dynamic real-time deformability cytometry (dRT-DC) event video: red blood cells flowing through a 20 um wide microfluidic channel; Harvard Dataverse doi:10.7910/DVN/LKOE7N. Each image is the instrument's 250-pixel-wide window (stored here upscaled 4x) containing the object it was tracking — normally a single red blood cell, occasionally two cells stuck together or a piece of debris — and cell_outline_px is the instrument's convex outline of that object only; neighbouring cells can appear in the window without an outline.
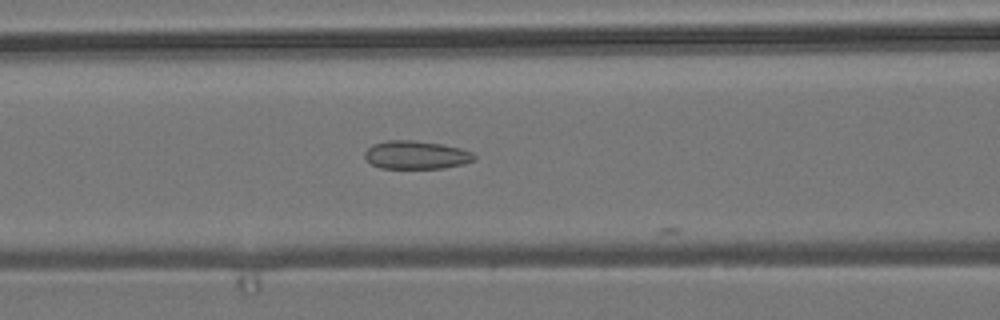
{"species": "common noctule bat (a hibernating species)", "species_latin": "Nyctalus noctula", "temperature_condition": "room temperature", "stored_images_in_passage": 20, "camera_frame_rate_fps": 3000, "um_per_image_px": 0.085, "animal": {"sex": "male", "body_mass_g": 19.2, "forearm_length_mm": 51.8}, "frame": {"image": 1, "passage_image": 16, "time_ms": 5.0, "image_size_px": [1000, 320], "cell_outline_px": [[476, 160], [464, 164], [444, 168], [380, 168], [372, 164], [364, 156], [364, 152], [372, 144], [388, 140], [412, 140], [440, 144], [460, 148], [472, 152], [476, 156]], "centroid_in_image_um": [35.39, 13.17], "position_along_channel_um": 131.2, "area_um2": 18.03}}
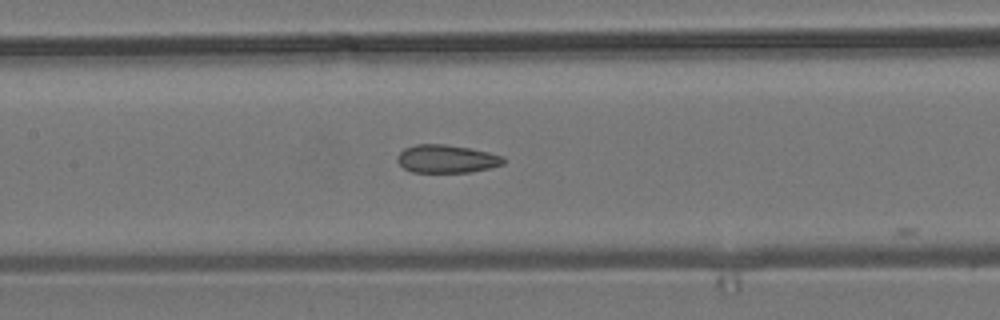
{"frame": {"image": 2, "passage_image": 19, "time_ms": 6.0, "image_size_px": [1000, 320], "cell_outline_px": [[504, 164], [472, 172], [412, 172], [404, 168], [396, 160], [396, 156], [404, 148], [416, 144], [444, 144], [472, 148], [504, 156]], "centroid_in_image_um": [37.95, 13.49], "position_along_channel_um": 169.4, "area_um2": 17.46}}